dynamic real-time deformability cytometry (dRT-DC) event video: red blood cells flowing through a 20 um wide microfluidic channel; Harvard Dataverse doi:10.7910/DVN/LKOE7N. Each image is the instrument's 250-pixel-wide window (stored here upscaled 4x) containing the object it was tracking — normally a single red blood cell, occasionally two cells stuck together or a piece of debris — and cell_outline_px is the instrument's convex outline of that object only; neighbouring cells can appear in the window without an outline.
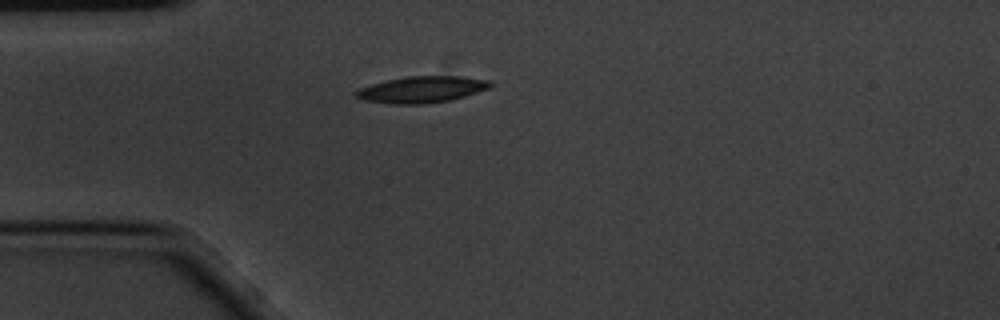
{"species": "common noctule bat (a hibernating species)", "species_latin": "Nyctalus noctula", "temperature_condition": "cold", "stored_images_in_passage": 1, "camera_frame_rate_fps": 3000, "um_per_image_px": 0.085, "animal": {"sex": "male", "body_mass_g": 20.1, "forearm_length_mm": 53.5}, "frame": {"image": 1, "passage_image": 1, "time_ms": 0.0, "image_size_px": [1000, 320], "cell_outline_px": [[492, 84], [488, 88], [452, 100], [424, 104], [392, 104], [364, 100], [352, 96], [352, 92], [360, 88], [372, 84], [388, 80], [408, 76], [460, 76], [488, 80]], "centroid_in_image_um": [35.79, 7.61], "position_along_channel_um": 49.2, "area_um2": 20.63}}